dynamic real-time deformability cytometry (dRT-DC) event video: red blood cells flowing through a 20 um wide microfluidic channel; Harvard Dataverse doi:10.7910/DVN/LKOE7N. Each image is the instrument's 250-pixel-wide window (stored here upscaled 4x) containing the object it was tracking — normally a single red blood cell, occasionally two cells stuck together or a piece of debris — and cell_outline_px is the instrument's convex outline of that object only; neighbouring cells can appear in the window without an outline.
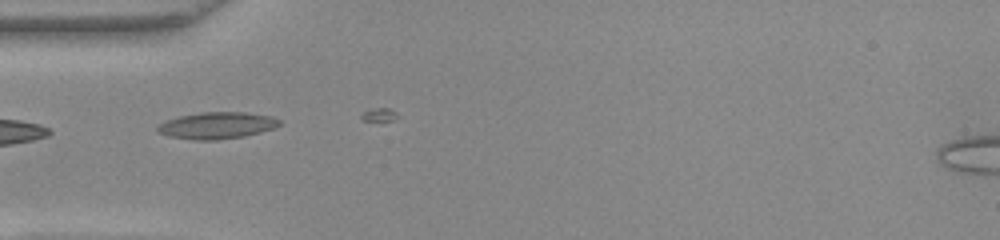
{"species": "common noctule bat (a hibernating species)", "species_latin": "Nyctalus noctula", "temperature_condition": "warm", "stored_images_in_passage": 3, "camera_frame_rate_fps": 3000, "um_per_image_px": 0.085, "animal": {"sex": "female", "body_mass_g": 22.0, "forearm_length_mm": 56.7}, "frame": {"image": 1, "passage_image": 1, "time_ms": 0.0, "image_size_px": [1000, 240], "cell_outline_px": [[280, 124], [272, 128], [260, 132], [244, 136], [216, 140], [196, 140], [168, 136], [160, 132], [156, 128], [160, 124], [168, 120], [180, 116], [200, 112], [244, 112], [272, 116], [280, 120]], "centroid_in_image_um": [18.45, 10.66], "position_along_channel_um": 66.6, "area_um2": 18.73}}